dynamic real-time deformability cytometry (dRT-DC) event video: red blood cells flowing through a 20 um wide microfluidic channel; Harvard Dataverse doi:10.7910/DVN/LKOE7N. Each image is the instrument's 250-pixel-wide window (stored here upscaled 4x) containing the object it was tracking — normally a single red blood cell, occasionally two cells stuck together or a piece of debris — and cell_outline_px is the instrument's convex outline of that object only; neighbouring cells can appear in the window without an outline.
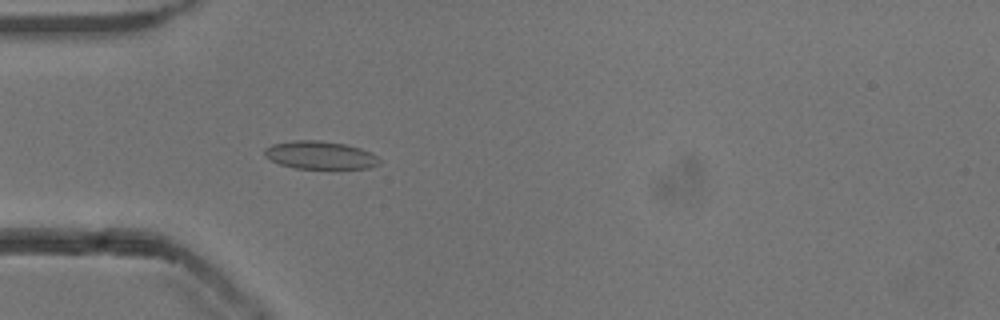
{"species": "common noctule bat (a hibernating species)", "species_latin": "Nyctalus noctula", "temperature_condition": "cold", "stored_images_in_passage": 38, "camera_frame_rate_fps": 3000, "um_per_image_px": 0.085, "animal": {"sex": "male", "body_mass_g": 13.3}, "frame": {"image": 1, "passage_image": 1, "time_ms": 0.0, "image_size_px": [1000, 320], "cell_outline_px": [[380, 164], [372, 168], [296, 168], [280, 164], [264, 156], [264, 148], [272, 144], [292, 140], [320, 140], [344, 144], [360, 148], [372, 152], [380, 160]], "centroid_in_image_um": [27.22, 13.18], "position_along_channel_um": 57.8, "area_um2": 18.73}}
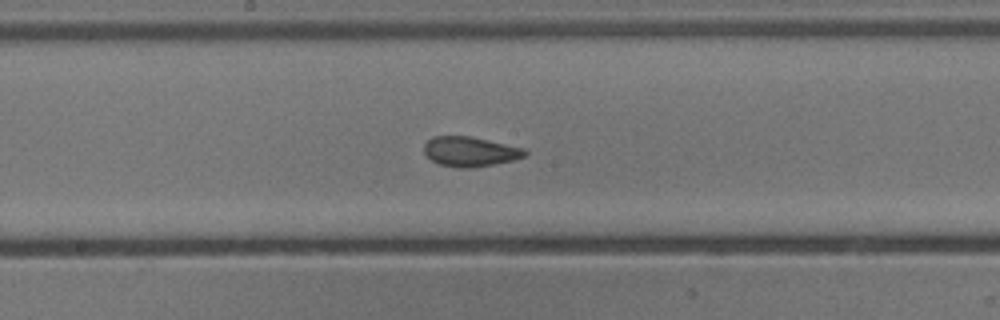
{"frame": {"image": 2, "passage_image": 13, "time_ms": 4.0, "image_size_px": [1000, 320], "cell_outline_px": [[528, 152], [524, 156], [512, 160], [472, 168], [456, 168], [440, 164], [432, 160], [424, 152], [424, 144], [432, 136], [472, 136], [524, 148]], "centroid_in_image_um": [39.94, 12.87], "position_along_channel_um": 208.3, "area_um2": 17.46}}
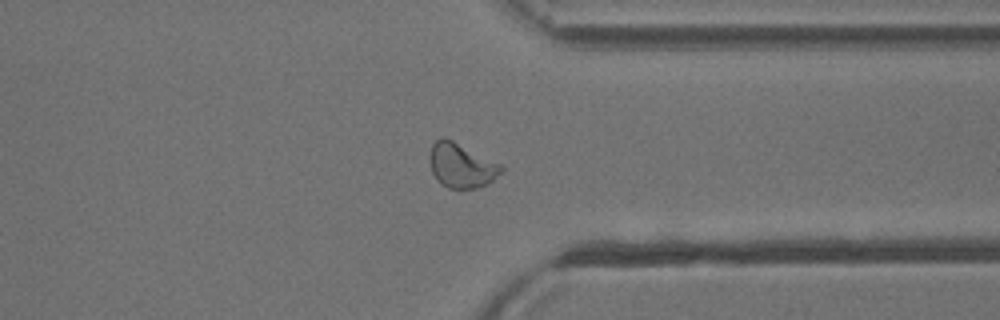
{"frame": {"image": 3, "passage_image": 26, "time_ms": 8.333, "image_size_px": [1000, 320], "cell_outline_px": [[504, 172], [488, 184], [476, 188], [448, 188], [432, 172], [432, 144], [440, 136], [444, 136], [500, 164], [504, 168]], "centroid_in_image_um": [39.28, 14.06], "position_along_channel_um": 372.1, "area_um2": 18.03}, "authors_computed_cell_mechanics": {"area_um2": 17.5134, "velocity_mm_per_s": 3.849, "shape_relaxation_time_tau1_ms": 3.9287, "shape_relaxation_time_tau2_ms": 0.9631, "deformation_change_tau1": 0.1286, "deformation_change_tau2": 0.0639}}